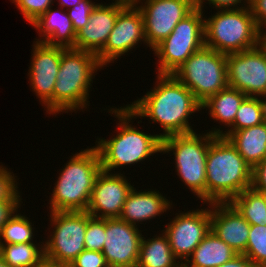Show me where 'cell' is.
<instances>
[{
	"mask_svg": "<svg viewBox=\"0 0 266 267\" xmlns=\"http://www.w3.org/2000/svg\"><path fill=\"white\" fill-rule=\"evenodd\" d=\"M156 85L144 96L126 105L138 118L148 117L159 123L161 138L194 132L189 123L193 113L199 112L201 103L194 94L172 74L156 75Z\"/></svg>",
	"mask_w": 266,
	"mask_h": 267,
	"instance_id": "obj_1",
	"label": "cell"
},
{
	"mask_svg": "<svg viewBox=\"0 0 266 267\" xmlns=\"http://www.w3.org/2000/svg\"><path fill=\"white\" fill-rule=\"evenodd\" d=\"M108 111L114 113L119 123H116L117 135L111 139L97 138L95 142L97 144L94 147L99 153L103 171L112 173L119 167L135 165L162 152V138L159 134L144 133L132 126V119H137V116L126 105L111 107Z\"/></svg>",
	"mask_w": 266,
	"mask_h": 267,
	"instance_id": "obj_2",
	"label": "cell"
},
{
	"mask_svg": "<svg viewBox=\"0 0 266 267\" xmlns=\"http://www.w3.org/2000/svg\"><path fill=\"white\" fill-rule=\"evenodd\" d=\"M251 185V166L227 138L215 136L206 160V204L229 203Z\"/></svg>",
	"mask_w": 266,
	"mask_h": 267,
	"instance_id": "obj_3",
	"label": "cell"
},
{
	"mask_svg": "<svg viewBox=\"0 0 266 267\" xmlns=\"http://www.w3.org/2000/svg\"><path fill=\"white\" fill-rule=\"evenodd\" d=\"M103 67L92 52L62 47L53 89V115L85 110L90 103L88 98L95 73Z\"/></svg>",
	"mask_w": 266,
	"mask_h": 267,
	"instance_id": "obj_4",
	"label": "cell"
},
{
	"mask_svg": "<svg viewBox=\"0 0 266 267\" xmlns=\"http://www.w3.org/2000/svg\"><path fill=\"white\" fill-rule=\"evenodd\" d=\"M72 155L54 184L48 202L50 212L87 210L95 179L102 170L99 153L93 146Z\"/></svg>",
	"mask_w": 266,
	"mask_h": 267,
	"instance_id": "obj_5",
	"label": "cell"
},
{
	"mask_svg": "<svg viewBox=\"0 0 266 267\" xmlns=\"http://www.w3.org/2000/svg\"><path fill=\"white\" fill-rule=\"evenodd\" d=\"M205 46L231 54L256 48L264 41L249 7L217 10L204 19Z\"/></svg>",
	"mask_w": 266,
	"mask_h": 267,
	"instance_id": "obj_6",
	"label": "cell"
},
{
	"mask_svg": "<svg viewBox=\"0 0 266 267\" xmlns=\"http://www.w3.org/2000/svg\"><path fill=\"white\" fill-rule=\"evenodd\" d=\"M214 137L210 132L194 131L162 138L161 153L173 152L177 176L203 204L206 203L207 153Z\"/></svg>",
	"mask_w": 266,
	"mask_h": 267,
	"instance_id": "obj_7",
	"label": "cell"
},
{
	"mask_svg": "<svg viewBox=\"0 0 266 267\" xmlns=\"http://www.w3.org/2000/svg\"><path fill=\"white\" fill-rule=\"evenodd\" d=\"M202 104L228 86L227 55L204 46L173 74Z\"/></svg>",
	"mask_w": 266,
	"mask_h": 267,
	"instance_id": "obj_8",
	"label": "cell"
},
{
	"mask_svg": "<svg viewBox=\"0 0 266 267\" xmlns=\"http://www.w3.org/2000/svg\"><path fill=\"white\" fill-rule=\"evenodd\" d=\"M49 219L54 230L43 241L45 263L68 267L85 250L88 212H50Z\"/></svg>",
	"mask_w": 266,
	"mask_h": 267,
	"instance_id": "obj_9",
	"label": "cell"
},
{
	"mask_svg": "<svg viewBox=\"0 0 266 267\" xmlns=\"http://www.w3.org/2000/svg\"><path fill=\"white\" fill-rule=\"evenodd\" d=\"M203 16L197 6L152 50L158 57L157 74H173L193 53L205 46Z\"/></svg>",
	"mask_w": 266,
	"mask_h": 267,
	"instance_id": "obj_10",
	"label": "cell"
},
{
	"mask_svg": "<svg viewBox=\"0 0 266 267\" xmlns=\"http://www.w3.org/2000/svg\"><path fill=\"white\" fill-rule=\"evenodd\" d=\"M207 206L208 208L176 213L175 218H171L165 230H162L181 265L211 231V203H207Z\"/></svg>",
	"mask_w": 266,
	"mask_h": 267,
	"instance_id": "obj_11",
	"label": "cell"
},
{
	"mask_svg": "<svg viewBox=\"0 0 266 267\" xmlns=\"http://www.w3.org/2000/svg\"><path fill=\"white\" fill-rule=\"evenodd\" d=\"M137 7L143 16L147 46L153 50L197 7V0H144Z\"/></svg>",
	"mask_w": 266,
	"mask_h": 267,
	"instance_id": "obj_12",
	"label": "cell"
},
{
	"mask_svg": "<svg viewBox=\"0 0 266 267\" xmlns=\"http://www.w3.org/2000/svg\"><path fill=\"white\" fill-rule=\"evenodd\" d=\"M227 82L247 97L266 94V44L227 54Z\"/></svg>",
	"mask_w": 266,
	"mask_h": 267,
	"instance_id": "obj_13",
	"label": "cell"
},
{
	"mask_svg": "<svg viewBox=\"0 0 266 267\" xmlns=\"http://www.w3.org/2000/svg\"><path fill=\"white\" fill-rule=\"evenodd\" d=\"M141 41L147 46L142 13L137 6H126L118 14L105 46L96 55L105 67L132 51Z\"/></svg>",
	"mask_w": 266,
	"mask_h": 267,
	"instance_id": "obj_14",
	"label": "cell"
},
{
	"mask_svg": "<svg viewBox=\"0 0 266 267\" xmlns=\"http://www.w3.org/2000/svg\"><path fill=\"white\" fill-rule=\"evenodd\" d=\"M28 70L30 85L49 115H53V89L61 63L62 47L33 42Z\"/></svg>",
	"mask_w": 266,
	"mask_h": 267,
	"instance_id": "obj_15",
	"label": "cell"
},
{
	"mask_svg": "<svg viewBox=\"0 0 266 267\" xmlns=\"http://www.w3.org/2000/svg\"><path fill=\"white\" fill-rule=\"evenodd\" d=\"M122 173L101 170L95 179L87 212L96 218H119L127 196L134 188Z\"/></svg>",
	"mask_w": 266,
	"mask_h": 267,
	"instance_id": "obj_16",
	"label": "cell"
},
{
	"mask_svg": "<svg viewBox=\"0 0 266 267\" xmlns=\"http://www.w3.org/2000/svg\"><path fill=\"white\" fill-rule=\"evenodd\" d=\"M143 235L139 227L120 218H106L103 255L109 267L137 265Z\"/></svg>",
	"mask_w": 266,
	"mask_h": 267,
	"instance_id": "obj_17",
	"label": "cell"
},
{
	"mask_svg": "<svg viewBox=\"0 0 266 267\" xmlns=\"http://www.w3.org/2000/svg\"><path fill=\"white\" fill-rule=\"evenodd\" d=\"M126 7L116 1L110 4L98 3L92 9L88 24L76 32L73 49L97 54L112 32L118 14Z\"/></svg>",
	"mask_w": 266,
	"mask_h": 267,
	"instance_id": "obj_18",
	"label": "cell"
},
{
	"mask_svg": "<svg viewBox=\"0 0 266 267\" xmlns=\"http://www.w3.org/2000/svg\"><path fill=\"white\" fill-rule=\"evenodd\" d=\"M211 231L235 253L246 251L250 224L230 203H211Z\"/></svg>",
	"mask_w": 266,
	"mask_h": 267,
	"instance_id": "obj_19",
	"label": "cell"
},
{
	"mask_svg": "<svg viewBox=\"0 0 266 267\" xmlns=\"http://www.w3.org/2000/svg\"><path fill=\"white\" fill-rule=\"evenodd\" d=\"M172 203V200L170 202L156 189L153 191L152 189L149 191L145 189L141 192L134 187L127 196L119 218L129 224L140 226L138 224L159 217L167 210L169 212Z\"/></svg>",
	"mask_w": 266,
	"mask_h": 267,
	"instance_id": "obj_20",
	"label": "cell"
},
{
	"mask_svg": "<svg viewBox=\"0 0 266 267\" xmlns=\"http://www.w3.org/2000/svg\"><path fill=\"white\" fill-rule=\"evenodd\" d=\"M60 9L61 11L59 9L52 10L50 7L31 23L40 35L36 41L51 46L74 48L76 32L66 10Z\"/></svg>",
	"mask_w": 266,
	"mask_h": 267,
	"instance_id": "obj_21",
	"label": "cell"
},
{
	"mask_svg": "<svg viewBox=\"0 0 266 267\" xmlns=\"http://www.w3.org/2000/svg\"><path fill=\"white\" fill-rule=\"evenodd\" d=\"M211 129V134L227 138L252 169L266 158V123L234 132Z\"/></svg>",
	"mask_w": 266,
	"mask_h": 267,
	"instance_id": "obj_22",
	"label": "cell"
},
{
	"mask_svg": "<svg viewBox=\"0 0 266 267\" xmlns=\"http://www.w3.org/2000/svg\"><path fill=\"white\" fill-rule=\"evenodd\" d=\"M236 255L230 246L210 231L182 267H217Z\"/></svg>",
	"mask_w": 266,
	"mask_h": 267,
	"instance_id": "obj_23",
	"label": "cell"
},
{
	"mask_svg": "<svg viewBox=\"0 0 266 267\" xmlns=\"http://www.w3.org/2000/svg\"><path fill=\"white\" fill-rule=\"evenodd\" d=\"M247 96L241 91L227 86L217 94L210 96L201 104V109L208 110L210 117L226 128H230L236 117V113L241 103Z\"/></svg>",
	"mask_w": 266,
	"mask_h": 267,
	"instance_id": "obj_24",
	"label": "cell"
},
{
	"mask_svg": "<svg viewBox=\"0 0 266 267\" xmlns=\"http://www.w3.org/2000/svg\"><path fill=\"white\" fill-rule=\"evenodd\" d=\"M161 233L148 239H146L143 235L137 266L182 267L171 251L167 236L163 231Z\"/></svg>",
	"mask_w": 266,
	"mask_h": 267,
	"instance_id": "obj_25",
	"label": "cell"
},
{
	"mask_svg": "<svg viewBox=\"0 0 266 267\" xmlns=\"http://www.w3.org/2000/svg\"><path fill=\"white\" fill-rule=\"evenodd\" d=\"M36 244L0 245V257L9 267H42L45 264L44 242Z\"/></svg>",
	"mask_w": 266,
	"mask_h": 267,
	"instance_id": "obj_26",
	"label": "cell"
},
{
	"mask_svg": "<svg viewBox=\"0 0 266 267\" xmlns=\"http://www.w3.org/2000/svg\"><path fill=\"white\" fill-rule=\"evenodd\" d=\"M250 224H266V195L252 187L242 191L229 202Z\"/></svg>",
	"mask_w": 266,
	"mask_h": 267,
	"instance_id": "obj_27",
	"label": "cell"
},
{
	"mask_svg": "<svg viewBox=\"0 0 266 267\" xmlns=\"http://www.w3.org/2000/svg\"><path fill=\"white\" fill-rule=\"evenodd\" d=\"M18 210L9 218L0 230V245L35 243L34 228L30 219L23 214H17Z\"/></svg>",
	"mask_w": 266,
	"mask_h": 267,
	"instance_id": "obj_28",
	"label": "cell"
},
{
	"mask_svg": "<svg viewBox=\"0 0 266 267\" xmlns=\"http://www.w3.org/2000/svg\"><path fill=\"white\" fill-rule=\"evenodd\" d=\"M263 123L262 108L258 97H247L240 105L233 125L224 132H234Z\"/></svg>",
	"mask_w": 266,
	"mask_h": 267,
	"instance_id": "obj_29",
	"label": "cell"
},
{
	"mask_svg": "<svg viewBox=\"0 0 266 267\" xmlns=\"http://www.w3.org/2000/svg\"><path fill=\"white\" fill-rule=\"evenodd\" d=\"M244 255L252 261L255 267H266V224L250 225Z\"/></svg>",
	"mask_w": 266,
	"mask_h": 267,
	"instance_id": "obj_30",
	"label": "cell"
},
{
	"mask_svg": "<svg viewBox=\"0 0 266 267\" xmlns=\"http://www.w3.org/2000/svg\"><path fill=\"white\" fill-rule=\"evenodd\" d=\"M106 237V219L92 217L88 213V223L85 232V249L103 251Z\"/></svg>",
	"mask_w": 266,
	"mask_h": 267,
	"instance_id": "obj_31",
	"label": "cell"
},
{
	"mask_svg": "<svg viewBox=\"0 0 266 267\" xmlns=\"http://www.w3.org/2000/svg\"><path fill=\"white\" fill-rule=\"evenodd\" d=\"M16 177L10 168L0 165V202H22Z\"/></svg>",
	"mask_w": 266,
	"mask_h": 267,
	"instance_id": "obj_32",
	"label": "cell"
},
{
	"mask_svg": "<svg viewBox=\"0 0 266 267\" xmlns=\"http://www.w3.org/2000/svg\"><path fill=\"white\" fill-rule=\"evenodd\" d=\"M11 1V0H10ZM25 20L31 24L50 7L53 8L54 0H12Z\"/></svg>",
	"mask_w": 266,
	"mask_h": 267,
	"instance_id": "obj_33",
	"label": "cell"
},
{
	"mask_svg": "<svg viewBox=\"0 0 266 267\" xmlns=\"http://www.w3.org/2000/svg\"><path fill=\"white\" fill-rule=\"evenodd\" d=\"M95 6V2H92L91 0H81L73 8L66 10L68 11L67 13L72 21L75 32L88 24L90 14Z\"/></svg>",
	"mask_w": 266,
	"mask_h": 267,
	"instance_id": "obj_34",
	"label": "cell"
},
{
	"mask_svg": "<svg viewBox=\"0 0 266 267\" xmlns=\"http://www.w3.org/2000/svg\"><path fill=\"white\" fill-rule=\"evenodd\" d=\"M68 267H109L100 251L83 250Z\"/></svg>",
	"mask_w": 266,
	"mask_h": 267,
	"instance_id": "obj_35",
	"label": "cell"
},
{
	"mask_svg": "<svg viewBox=\"0 0 266 267\" xmlns=\"http://www.w3.org/2000/svg\"><path fill=\"white\" fill-rule=\"evenodd\" d=\"M249 8L260 33L266 35V0H250ZM265 28V31H264Z\"/></svg>",
	"mask_w": 266,
	"mask_h": 267,
	"instance_id": "obj_36",
	"label": "cell"
},
{
	"mask_svg": "<svg viewBox=\"0 0 266 267\" xmlns=\"http://www.w3.org/2000/svg\"><path fill=\"white\" fill-rule=\"evenodd\" d=\"M204 1H208L209 5H213L216 10H228L237 8H246L250 5V0H197V6L204 12ZM243 3V4H241ZM241 5V6H240ZM244 5V6H243Z\"/></svg>",
	"mask_w": 266,
	"mask_h": 267,
	"instance_id": "obj_37",
	"label": "cell"
},
{
	"mask_svg": "<svg viewBox=\"0 0 266 267\" xmlns=\"http://www.w3.org/2000/svg\"><path fill=\"white\" fill-rule=\"evenodd\" d=\"M251 187L266 195V158L252 169Z\"/></svg>",
	"mask_w": 266,
	"mask_h": 267,
	"instance_id": "obj_38",
	"label": "cell"
},
{
	"mask_svg": "<svg viewBox=\"0 0 266 267\" xmlns=\"http://www.w3.org/2000/svg\"><path fill=\"white\" fill-rule=\"evenodd\" d=\"M22 202H0V230L9 218L19 210Z\"/></svg>",
	"mask_w": 266,
	"mask_h": 267,
	"instance_id": "obj_39",
	"label": "cell"
},
{
	"mask_svg": "<svg viewBox=\"0 0 266 267\" xmlns=\"http://www.w3.org/2000/svg\"><path fill=\"white\" fill-rule=\"evenodd\" d=\"M217 267H255L252 261L244 254H237L231 260Z\"/></svg>",
	"mask_w": 266,
	"mask_h": 267,
	"instance_id": "obj_40",
	"label": "cell"
},
{
	"mask_svg": "<svg viewBox=\"0 0 266 267\" xmlns=\"http://www.w3.org/2000/svg\"><path fill=\"white\" fill-rule=\"evenodd\" d=\"M81 0H58V4L60 8L64 9V7L68 10L70 8H73L75 5H77ZM69 7V8H68Z\"/></svg>",
	"mask_w": 266,
	"mask_h": 267,
	"instance_id": "obj_41",
	"label": "cell"
},
{
	"mask_svg": "<svg viewBox=\"0 0 266 267\" xmlns=\"http://www.w3.org/2000/svg\"><path fill=\"white\" fill-rule=\"evenodd\" d=\"M261 108H262V118L263 122L266 123V94L258 96ZM265 98V99H264Z\"/></svg>",
	"mask_w": 266,
	"mask_h": 267,
	"instance_id": "obj_42",
	"label": "cell"
},
{
	"mask_svg": "<svg viewBox=\"0 0 266 267\" xmlns=\"http://www.w3.org/2000/svg\"><path fill=\"white\" fill-rule=\"evenodd\" d=\"M115 1L126 6H137L144 0H115Z\"/></svg>",
	"mask_w": 266,
	"mask_h": 267,
	"instance_id": "obj_43",
	"label": "cell"
},
{
	"mask_svg": "<svg viewBox=\"0 0 266 267\" xmlns=\"http://www.w3.org/2000/svg\"><path fill=\"white\" fill-rule=\"evenodd\" d=\"M0 267H9L4 261L3 259L0 257Z\"/></svg>",
	"mask_w": 266,
	"mask_h": 267,
	"instance_id": "obj_44",
	"label": "cell"
},
{
	"mask_svg": "<svg viewBox=\"0 0 266 267\" xmlns=\"http://www.w3.org/2000/svg\"><path fill=\"white\" fill-rule=\"evenodd\" d=\"M42 267H57V266H52V265H49V264H44Z\"/></svg>",
	"mask_w": 266,
	"mask_h": 267,
	"instance_id": "obj_45",
	"label": "cell"
}]
</instances>
